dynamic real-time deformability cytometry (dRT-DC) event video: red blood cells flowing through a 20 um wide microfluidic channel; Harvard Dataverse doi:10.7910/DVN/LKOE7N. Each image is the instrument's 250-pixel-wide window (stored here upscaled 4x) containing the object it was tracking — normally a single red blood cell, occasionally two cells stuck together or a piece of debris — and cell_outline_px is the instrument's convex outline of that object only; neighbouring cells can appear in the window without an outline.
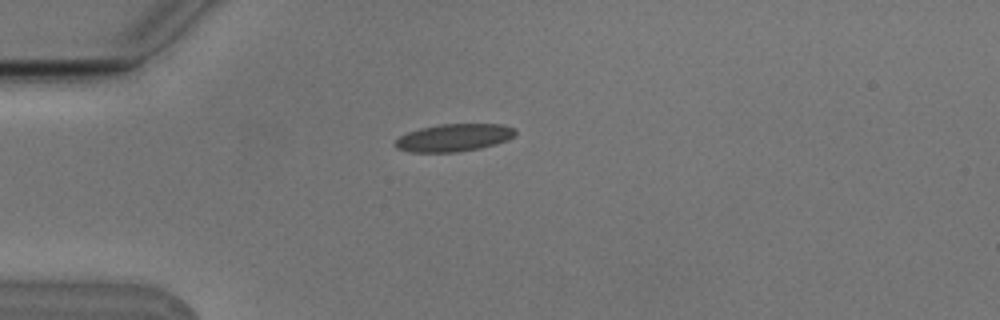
{"species": "Egyptian fruit bat (a non-hibernating species)", "species_latin": "Rousettus aegyptiacus", "temperature_condition": "cold", "stored_images_in_passage": 6, "camera_frame_rate_fps": 3000, "um_per_image_px": 0.085, "animal": {"sex": "male"}, "frame": {"image": 1, "passage_image": 1, "time_ms": 0.0, "image_size_px": [1000, 320], "cell_outline_px": [[516, 132], [508, 140], [496, 144], [480, 148], [456, 152], [408, 152], [396, 148], [392, 144], [400, 136], [408, 132], [420, 128], [440, 124], [500, 124], [516, 128]], "centroid_in_image_um": [38.56, 11.7], "position_along_channel_um": 46.4, "area_um2": 19.36}}
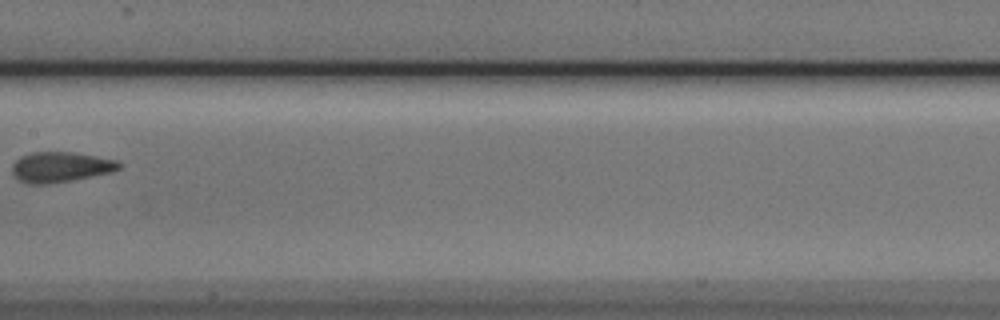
{"frame": {"image": 2, "passage_image": 5, "time_ms": 1.333, "image_size_px": [1000, 320], "cell_outline_px": [[120, 168], [112, 172], [48, 184], [28, 184], [20, 180], [12, 172], [12, 164], [20, 156], [32, 152], [72, 152], [96, 156], [116, 160], [120, 164]], "centroid_in_image_um": [5.12, 14.19], "position_along_channel_um": 202.3, "area_um2": 18.67}}
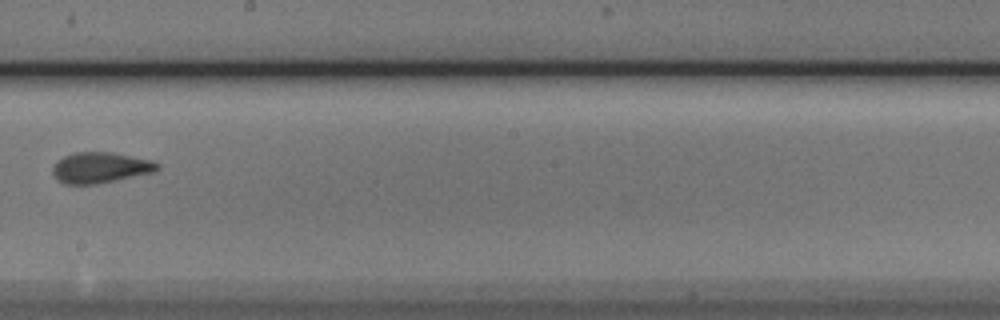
{"frame": {"image": 3, "passage_image": 6, "time_ms": 1.667, "image_size_px": [1000, 320], "cell_outline_px": [[160, 168], [152, 172], [96, 184], [64, 184], [52, 172], [52, 168], [64, 156], [76, 152], [112, 152], [148, 160], [160, 164]], "centroid_in_image_um": [8.52, 14.24], "position_along_channel_um": 239.7, "area_um2": 18.26}}